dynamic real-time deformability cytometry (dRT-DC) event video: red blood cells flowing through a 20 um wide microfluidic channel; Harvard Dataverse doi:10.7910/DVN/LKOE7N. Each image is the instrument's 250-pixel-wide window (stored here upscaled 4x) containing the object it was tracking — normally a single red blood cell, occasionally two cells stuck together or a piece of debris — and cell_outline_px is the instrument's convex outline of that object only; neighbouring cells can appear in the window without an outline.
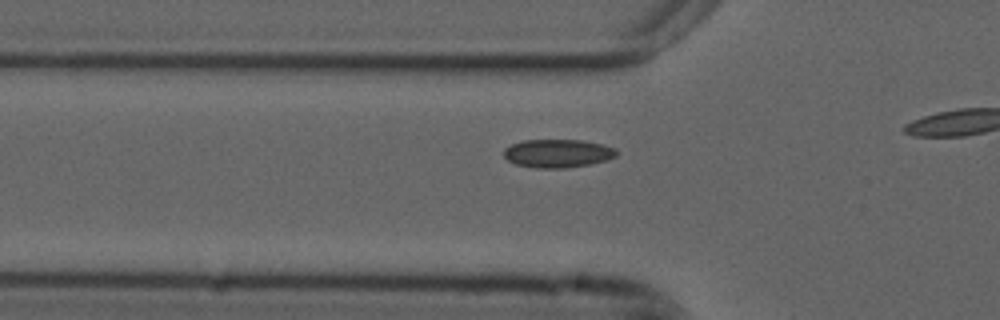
{"species": "common noctule bat (a hibernating species)", "species_latin": "Nyctalus noctula", "temperature_condition": "cold", "stored_images_in_passage": 16, "camera_frame_rate_fps": 3000, "um_per_image_px": 0.085, "animal": {"sex": "male", "forearm_length_mm": 52.5}, "frame": {"image": 1, "passage_image": 10, "time_ms": 3.0, "image_size_px": [1000, 320], "cell_outline_px": [[616, 156], [608, 160], [588, 164], [564, 168], [536, 168], [516, 164], [508, 160], [504, 156], [504, 148], [512, 144], [524, 140], [580, 140], [600, 144], [616, 148]], "centroid_in_image_um": [47.39, 13.04], "position_along_channel_um": 78.4, "area_um2": 18.44}}
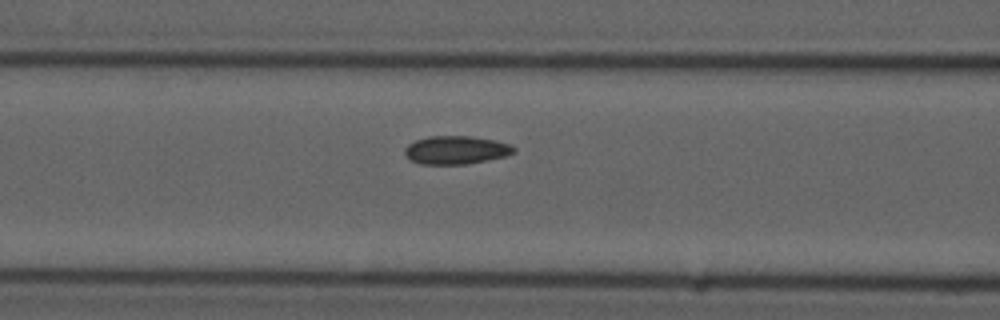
{"frame": {"image": 2, "passage_image": 14, "time_ms": 4.333, "image_size_px": [1000, 320], "cell_outline_px": [[516, 152], [508, 156], [468, 164], [420, 164], [408, 160], [404, 152], [404, 148], [408, 144], [416, 140], [428, 136], [472, 136], [496, 140], [508, 144], [516, 148]], "centroid_in_image_um": [38.76, 12.76], "position_along_channel_um": 127.8, "area_um2": 18.26}}